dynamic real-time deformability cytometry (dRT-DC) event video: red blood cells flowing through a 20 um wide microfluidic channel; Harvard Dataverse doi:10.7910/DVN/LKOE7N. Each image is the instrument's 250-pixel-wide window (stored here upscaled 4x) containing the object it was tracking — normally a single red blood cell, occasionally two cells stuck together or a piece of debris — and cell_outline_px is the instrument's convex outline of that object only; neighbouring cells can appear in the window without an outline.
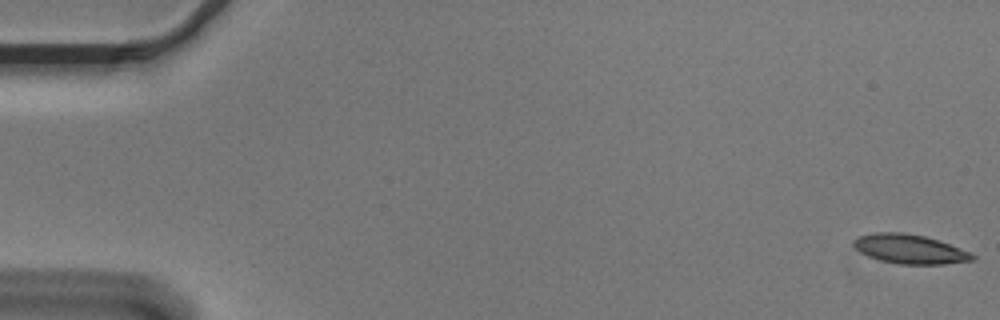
{"species": "Egyptian fruit bat (a non-hibernating species)", "species_latin": "Rousettus aegyptiacus", "temperature_condition": "cold", "stored_images_in_passage": 55, "camera_frame_rate_fps": 3000, "um_per_image_px": 0.085, "animal": {"sex": "male"}, "frame": {"image": 1, "passage_image": 1, "time_ms": 0.0, "image_size_px": [1000, 320], "cell_outline_px": [[976, 260], [944, 264], [900, 264], [880, 260], [868, 256], [860, 252], [852, 244], [852, 240], [860, 236], [872, 232], [904, 232], [924, 236], [940, 240], [972, 252], [976, 256]], "centroid_in_image_um": [77.37, 21.16], "position_along_channel_um": 7.6, "area_um2": 20.52}}
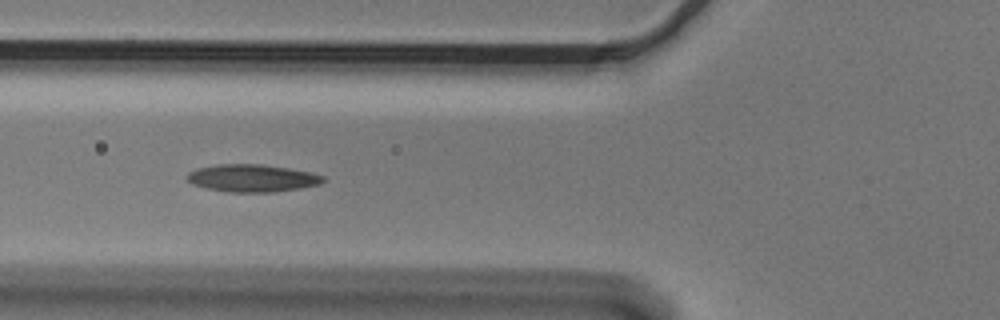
{"frame": {"image": 2, "passage_image": 21, "time_ms": 6.667, "image_size_px": [1000, 320], "cell_outline_px": [[324, 180], [320, 184], [300, 188], [272, 192], [232, 192], [208, 188], [192, 184], [184, 176], [188, 172], [196, 168], [216, 164], [260, 164], [288, 168], [312, 172], [324, 176]], "centroid_in_image_um": [21.41, 15.13], "position_along_channel_um": 104.4, "area_um2": 21.79}}
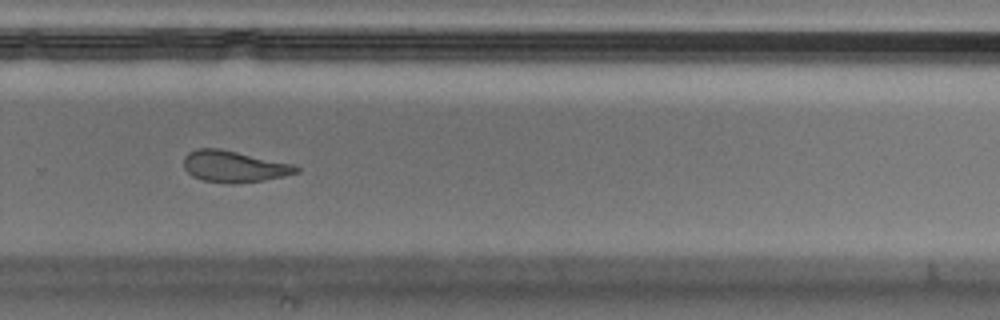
{"frame": {"image": 3, "passage_image": 38, "time_ms": 12.333, "image_size_px": [1000, 320], "cell_outline_px": [[300, 172], [284, 176], [264, 180], [232, 184], [228, 184], [204, 180], [192, 176], [184, 168], [184, 156], [188, 152], [196, 148], [220, 148], [292, 164], [300, 168]], "centroid_in_image_um": [19.87, 14.15], "position_along_channel_um": 309.9, "area_um2": 20.63}, "authors_computed_cell_mechanics": {"area_um2": 20.9814, "velocity_mm_per_s": 3.6268, "shape_relaxation_time_tau1_ms": 10.0841, "shape_relaxation_time_tau2_ms": 2.6309, "deformation_change_tau1": 0.2444, "deformation_change_tau2": 0.0917}}